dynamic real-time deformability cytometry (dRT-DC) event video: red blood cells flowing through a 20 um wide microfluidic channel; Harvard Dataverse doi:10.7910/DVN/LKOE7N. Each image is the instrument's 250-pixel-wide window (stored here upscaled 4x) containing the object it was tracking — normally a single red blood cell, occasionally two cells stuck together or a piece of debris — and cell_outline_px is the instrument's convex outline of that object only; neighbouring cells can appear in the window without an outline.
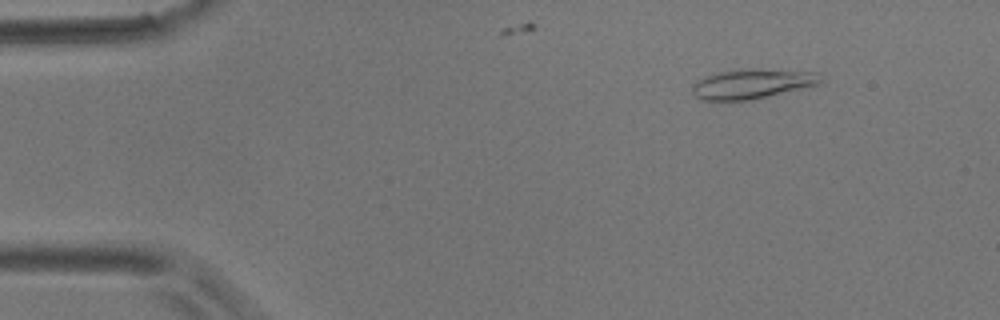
{"species": "common noctule bat (a hibernating species)", "species_latin": "Nyctalus noctula", "temperature_condition": "room temperature", "stored_images_in_passage": 4, "camera_frame_rate_fps": 3000, "um_per_image_px": 0.085, "animal": {"sex": "male", "body_mass_g": 17.9}, "frame": {"image": 1, "passage_image": 2, "time_ms": 1.333, "image_size_px": [1000, 320], "cell_outline_px": [[820, 84], [748, 100], [700, 100], [692, 92], [692, 84], [696, 80], [704, 76], [720, 72], [752, 68], [760, 68], [820, 72]], "centroid_in_image_um": [63.92, 7.11], "position_along_channel_um": 21.1, "area_um2": 22.2}}